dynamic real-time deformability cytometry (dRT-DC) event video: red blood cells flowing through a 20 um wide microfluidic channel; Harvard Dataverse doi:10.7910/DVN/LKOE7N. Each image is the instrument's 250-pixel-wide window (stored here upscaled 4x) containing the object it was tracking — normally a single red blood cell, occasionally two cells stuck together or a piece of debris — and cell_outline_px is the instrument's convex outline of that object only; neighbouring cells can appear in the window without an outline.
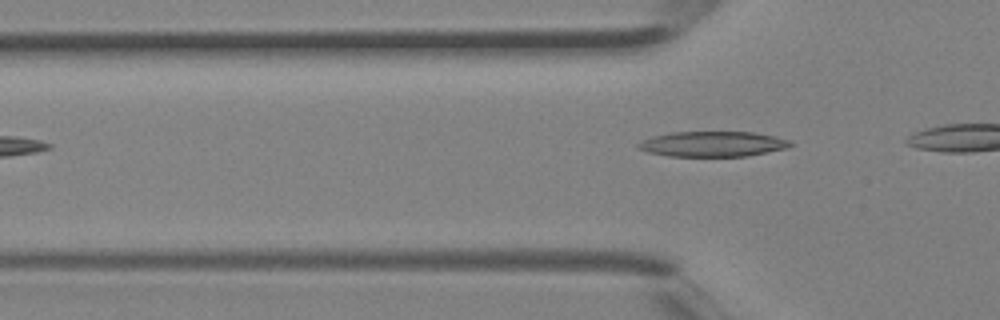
{"species": "Egyptian fruit bat (a non-hibernating species)", "species_latin": "Rousettus aegyptiacus", "temperature_condition": "room temperature", "stored_images_in_passage": 5, "camera_frame_rate_fps": 3000, "um_per_image_px": 0.085, "animal": {"sex": "female"}, "frame": {"image": 1, "passage_image": 4, "time_ms": 1.0, "image_size_px": [1000, 320], "cell_outline_px": [[796, 144], [784, 148], [748, 156], [668, 156], [648, 152], [636, 148], [636, 144], [652, 136], [672, 132], [752, 132], [776, 136], [792, 140]], "centroid_in_image_um": [60.59, 12.23], "position_along_channel_um": 65.2, "area_um2": 22.48}}